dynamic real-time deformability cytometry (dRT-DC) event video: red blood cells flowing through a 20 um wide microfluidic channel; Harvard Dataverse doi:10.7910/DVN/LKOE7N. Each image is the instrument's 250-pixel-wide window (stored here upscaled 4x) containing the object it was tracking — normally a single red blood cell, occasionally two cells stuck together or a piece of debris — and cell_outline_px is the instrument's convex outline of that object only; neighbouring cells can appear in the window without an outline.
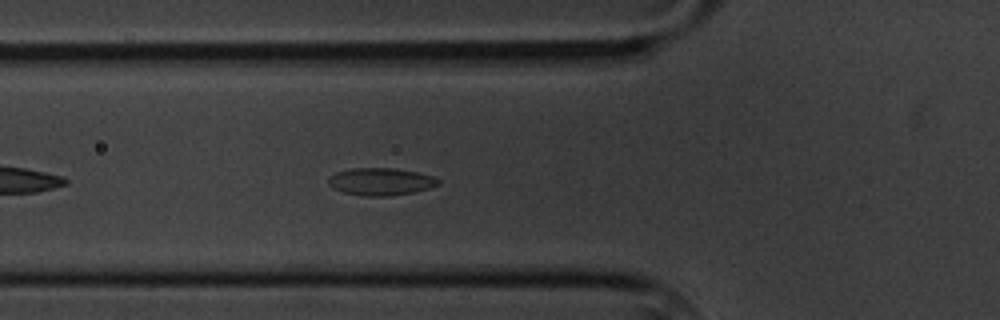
{"species": "common noctule bat (a hibernating species)", "species_latin": "Nyctalus noctula", "temperature_condition": "cold", "stored_images_in_passage": 6, "camera_frame_rate_fps": 3000, "um_per_image_px": 0.085, "animal": {"sex": "male", "body_mass_g": 20.1, "forearm_length_mm": 53.5}, "frame": {"image": 1, "passage_image": 6, "time_ms": 5.667, "image_size_px": [1000, 320], "cell_outline_px": [[440, 184], [428, 188], [412, 192], [388, 196], [364, 196], [344, 192], [332, 188], [328, 184], [328, 176], [336, 172], [348, 168], [392, 168], [416, 172], [436, 176], [440, 180]], "centroid_in_image_um": [32.34, 15.43], "position_along_channel_um": 93.5, "area_um2": 17.63}}